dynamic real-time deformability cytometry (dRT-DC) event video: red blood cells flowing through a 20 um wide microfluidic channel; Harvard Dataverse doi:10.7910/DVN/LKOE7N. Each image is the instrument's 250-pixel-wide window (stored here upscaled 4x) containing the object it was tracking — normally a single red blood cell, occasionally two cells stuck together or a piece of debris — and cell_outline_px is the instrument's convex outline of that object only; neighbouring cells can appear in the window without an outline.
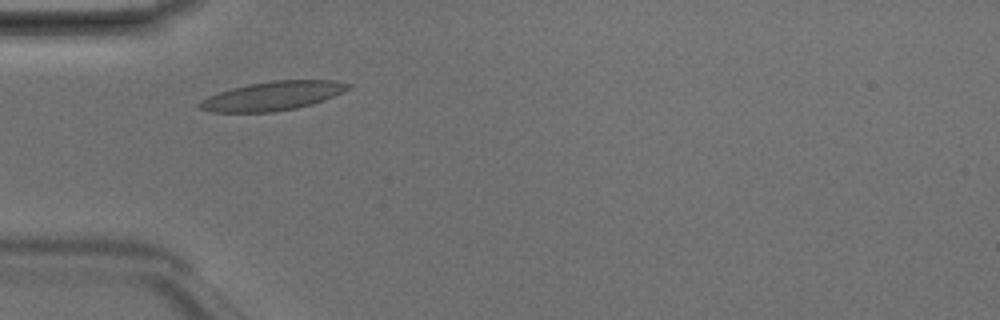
{"species": "Egyptian fruit bat (a non-hibernating species)", "species_latin": "Rousettus aegyptiacus", "temperature_condition": "room temperature", "stored_images_in_passage": 4, "camera_frame_rate_fps": 3000, "um_per_image_px": 0.085, "animal": {"sex": "male"}, "frame": {"image": 1, "passage_image": 2, "time_ms": 0.333, "image_size_px": [1000, 320], "cell_outline_px": [[352, 84], [344, 92], [324, 100], [312, 104], [296, 108], [272, 112], [212, 112], [196, 108], [196, 104], [200, 100], [208, 96], [232, 88], [252, 84], [276, 80], [332, 80]], "centroid_in_image_um": [23.15, 8.16], "position_along_channel_um": 61.9, "area_um2": 24.97}}